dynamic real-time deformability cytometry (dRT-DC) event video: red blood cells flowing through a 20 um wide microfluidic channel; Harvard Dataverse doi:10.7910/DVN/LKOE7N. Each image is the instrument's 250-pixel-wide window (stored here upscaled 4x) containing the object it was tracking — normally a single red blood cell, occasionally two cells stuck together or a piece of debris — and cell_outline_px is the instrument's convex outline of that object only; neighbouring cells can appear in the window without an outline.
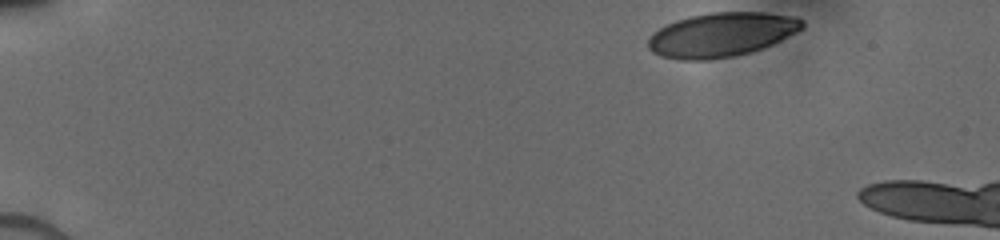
{"species": "human", "species_latin": "Homo sapiens", "temperature_condition": "cold", "stored_images_in_passage": 5, "camera_frame_rate_fps": 3000, "um_per_image_px": 0.085, "donor": {"sex": "male"}, "frame": {"image": 1, "passage_image": 1, "time_ms": 0.0, "image_size_px": [1000, 240], "cell_outline_px": [[804, 28], [764, 48], [752, 52], [732, 56], [708, 60], [680, 60], [660, 56], [652, 52], [648, 48], [648, 40], [660, 28], [676, 20], [692, 16], [712, 12], [764, 12], [800, 16], [804, 20]], "centroid_in_image_um": [61.38, 2.94], "position_along_channel_um": 23.6, "area_um2": 39.77}}